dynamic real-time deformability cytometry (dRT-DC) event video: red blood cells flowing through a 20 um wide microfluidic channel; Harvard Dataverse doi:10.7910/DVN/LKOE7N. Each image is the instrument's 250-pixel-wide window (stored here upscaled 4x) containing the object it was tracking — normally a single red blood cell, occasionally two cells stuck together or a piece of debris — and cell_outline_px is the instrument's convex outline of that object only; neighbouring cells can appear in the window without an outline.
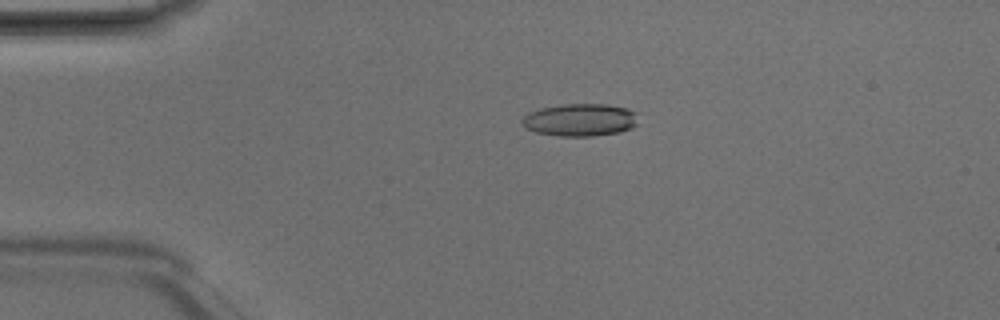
{"species": "Egyptian fruit bat (a non-hibernating species)", "species_latin": "Rousettus aegyptiacus", "temperature_condition": "room temperature", "stored_images_in_passage": 4, "camera_frame_rate_fps": 3000, "um_per_image_px": 0.085, "animal": {"sex": "male"}, "frame": {"image": 1, "passage_image": 3, "time_ms": 0.667, "image_size_px": [1000, 320], "cell_outline_px": [[636, 124], [632, 128], [620, 132], [592, 136], [560, 136], [536, 132], [524, 128], [520, 120], [528, 112], [540, 108], [564, 104], [608, 104], [628, 108], [636, 112]], "centroid_in_image_um": [49.29, 10.19], "position_along_channel_um": 35.7, "area_um2": 22.2}}